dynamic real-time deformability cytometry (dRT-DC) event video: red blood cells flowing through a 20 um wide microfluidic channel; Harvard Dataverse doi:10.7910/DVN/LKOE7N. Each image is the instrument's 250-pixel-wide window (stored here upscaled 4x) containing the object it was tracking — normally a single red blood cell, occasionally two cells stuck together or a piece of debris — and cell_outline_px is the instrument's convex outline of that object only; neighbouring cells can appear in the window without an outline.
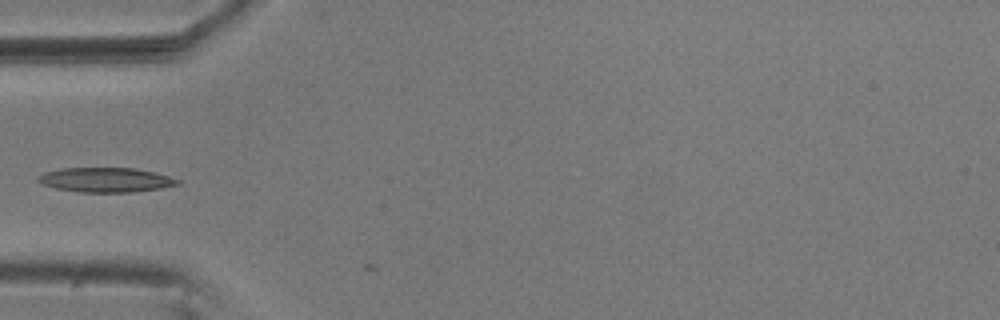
{"species": "common noctule bat (a hibernating species)", "species_latin": "Nyctalus noctula", "temperature_condition": "room temperature", "stored_images_in_passage": 3, "camera_frame_rate_fps": 3000, "um_per_image_px": 0.085, "animal": {"sex": "male", "body_mass_g": 20.5, "forearm_length_mm": 52.5}, "frame": {"image": 1, "passage_image": 2, "time_ms": 0.333, "image_size_px": [1000, 320], "cell_outline_px": [[180, 184], [160, 188], [132, 192], [80, 192], [56, 188], [44, 184], [36, 180], [36, 176], [44, 172], [60, 168], [136, 168], [168, 176], [180, 180]], "centroid_in_image_um": [8.95, 15.28], "position_along_channel_um": 76.0, "area_um2": 19.88}}